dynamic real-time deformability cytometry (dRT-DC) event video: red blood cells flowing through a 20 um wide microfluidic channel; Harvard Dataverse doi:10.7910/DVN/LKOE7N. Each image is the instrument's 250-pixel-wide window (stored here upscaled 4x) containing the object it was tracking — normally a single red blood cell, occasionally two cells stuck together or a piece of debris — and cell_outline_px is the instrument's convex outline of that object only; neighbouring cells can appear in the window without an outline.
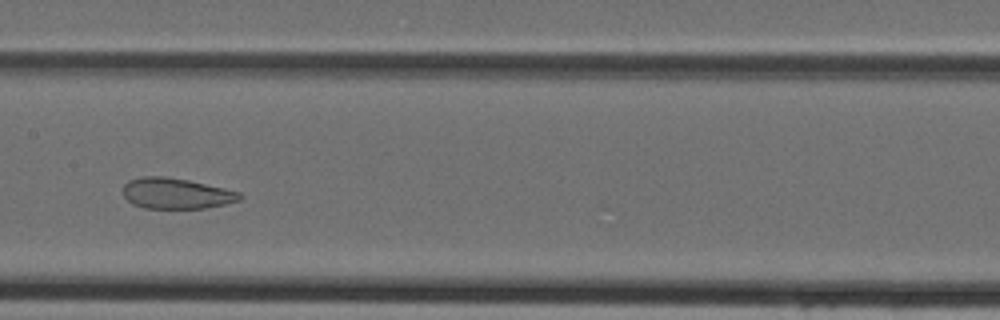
{"species": "Egyptian fruit bat (a non-hibernating species)", "species_latin": "Rousettus aegyptiacus", "temperature_condition": "cold", "stored_images_in_passage": 38, "camera_frame_rate_fps": 3000, "um_per_image_px": 0.085, "animal": {"sex": "female"}, "frame": {"image": 1, "passage_image": 16, "time_ms": 5.0, "image_size_px": [1000, 320], "cell_outline_px": [[244, 196], [240, 200], [224, 204], [204, 208], [144, 208], [132, 204], [124, 196], [124, 184], [128, 180], [144, 176], [164, 176], [188, 180], [224, 188], [240, 192]], "centroid_in_image_um": [14.98, 16.44], "position_along_channel_um": 192.4, "area_um2": 20.87}}
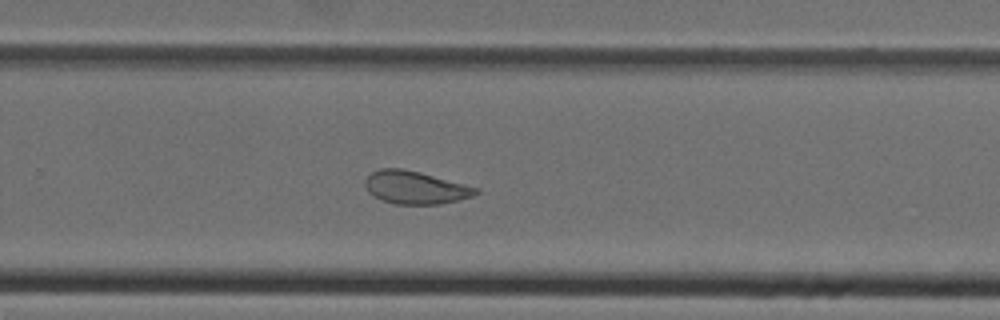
{"frame": {"image": 2, "passage_image": 23, "time_ms": 7.333, "image_size_px": [1000, 320], "cell_outline_px": [[480, 192], [472, 196], [460, 200], [440, 204], [396, 204], [380, 200], [368, 192], [364, 184], [364, 180], [372, 172], [380, 168], [404, 168], [420, 172], [480, 188]], "centroid_in_image_um": [35.3, 15.94], "position_along_channel_um": 294.5, "area_um2": 21.39}}
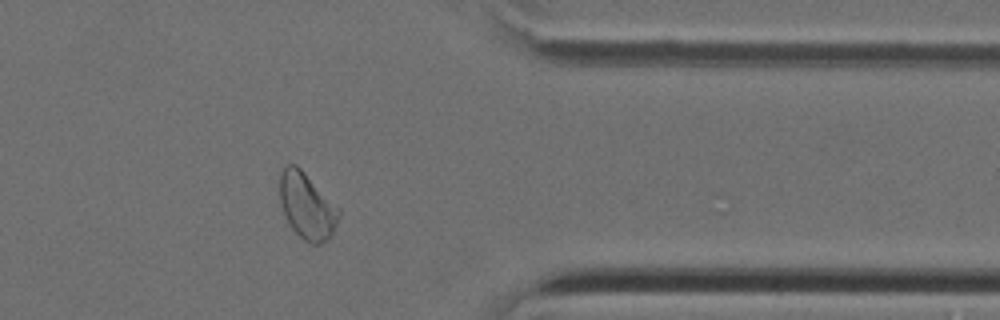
{"frame": {"image": 3, "passage_image": 30, "time_ms": 9.667, "image_size_px": [1000, 320], "cell_outline_px": [[340, 216], [328, 240], [320, 244], [312, 244], [304, 240], [288, 224], [280, 200], [280, 176], [284, 168], [288, 164], [296, 164], [340, 208]], "centroid_in_image_um": [26.1, 17.52], "position_along_channel_um": 385.3, "area_um2": 22.54}}